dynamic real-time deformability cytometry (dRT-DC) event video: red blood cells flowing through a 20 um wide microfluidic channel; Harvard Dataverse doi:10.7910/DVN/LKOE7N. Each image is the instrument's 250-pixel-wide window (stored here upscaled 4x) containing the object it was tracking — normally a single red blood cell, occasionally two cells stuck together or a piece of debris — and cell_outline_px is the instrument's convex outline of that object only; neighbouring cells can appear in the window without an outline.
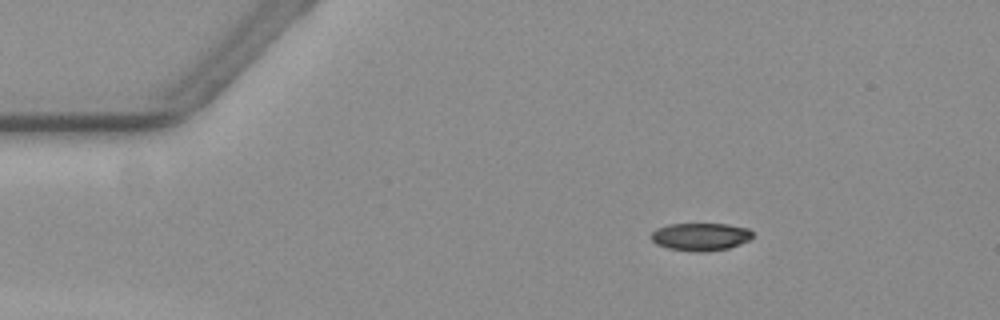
{"species": "common noctule bat (a hibernating species)", "species_latin": "Nyctalus noctula", "temperature_condition": "warm", "stored_images_in_passage": 50, "camera_frame_rate_fps": 3000, "um_per_image_px": 0.085, "animal": {"sex": "female", "body_mass_g": 19.3, "forearm_length_mm": 54.1}, "frame": {"image": 1, "passage_image": 1, "time_ms": 0.0, "image_size_px": [1000, 320], "cell_outline_px": [[752, 236], [748, 240], [728, 248], [668, 248], [656, 244], [652, 240], [652, 232], [656, 228], [668, 224], [728, 224], [748, 228], [752, 232]], "centroid_in_image_um": [59.53, 20.04], "position_along_channel_um": 25.5, "area_um2": 15.32}}
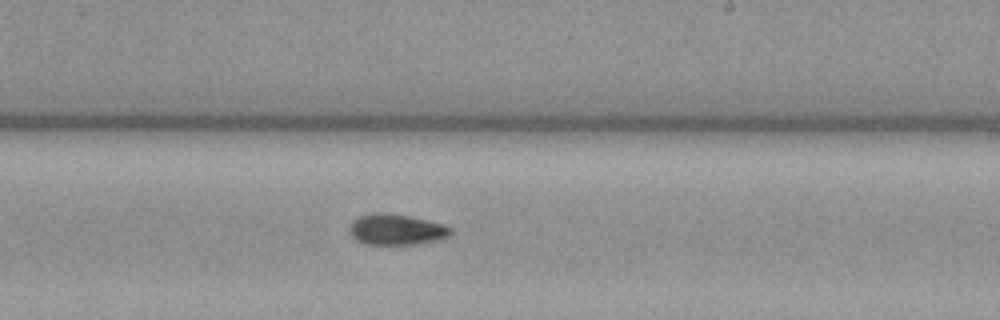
{"frame": {"image": 2, "passage_image": 26, "time_ms": 8.333, "image_size_px": [1000, 320], "cell_outline_px": [[452, 232], [448, 236], [440, 240], [416, 244], [364, 244], [356, 240], [348, 232], [348, 228], [352, 220], [360, 216], [372, 212], [388, 212], [408, 216], [444, 224], [452, 228]], "centroid_in_image_um": [33.66, 19.5], "position_along_channel_um": 255.3, "area_um2": 18.44}}
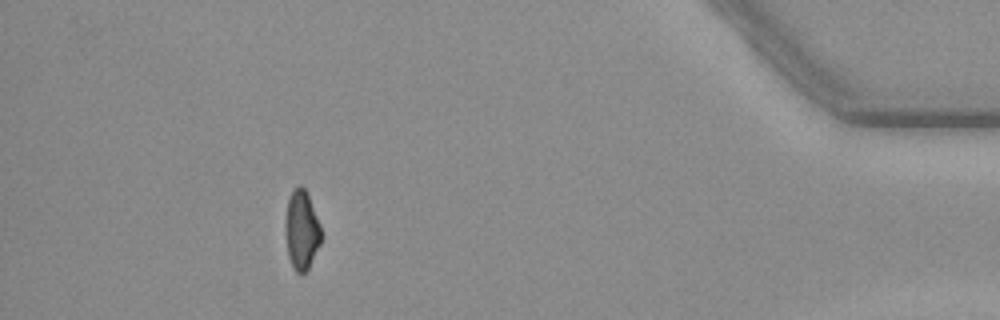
{"frame": {"image": 3, "passage_image": 44, "time_ms": 14.333, "image_size_px": [1000, 320], "cell_outline_px": [[324, 236], [308, 268], [304, 272], [296, 272], [288, 256], [284, 232], [284, 220], [288, 200], [292, 188], [300, 184], [304, 188], [308, 196], [320, 224]], "centroid_in_image_um": [25.63, 19.52], "position_along_channel_um": 409.6, "area_um2": 16.76}, "authors_computed_cell_mechanics": {"area_um2": 17.6001, "velocity_mm_per_s": 3.568, "shape_relaxation_time_tau1_ms": 5.6378, "shape_relaxation_time_tau2_ms": null, "deformation_change_tau1": 0.1703, "deformation_change_tau2": null}}